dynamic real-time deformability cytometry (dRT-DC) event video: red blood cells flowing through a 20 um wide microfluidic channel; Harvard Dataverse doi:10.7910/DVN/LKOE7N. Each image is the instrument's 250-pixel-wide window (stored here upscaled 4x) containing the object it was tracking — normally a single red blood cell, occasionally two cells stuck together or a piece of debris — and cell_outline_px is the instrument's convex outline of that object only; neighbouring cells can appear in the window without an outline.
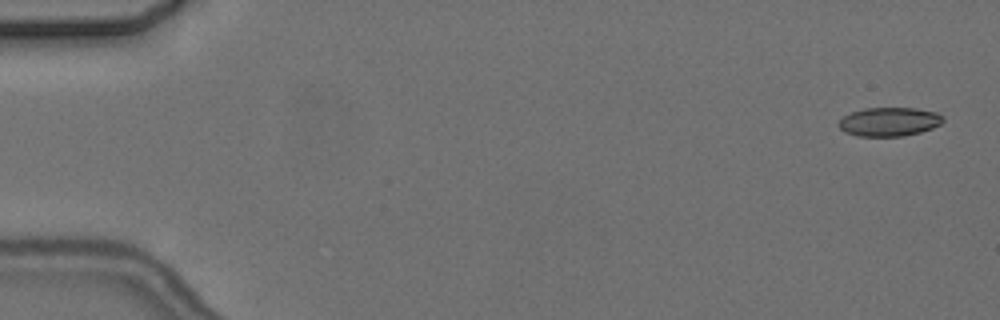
{"species": "common noctule bat (a hibernating species)", "species_latin": "Nyctalus noctula", "temperature_condition": "cold", "stored_images_in_passage": 5, "camera_frame_rate_fps": 3000, "um_per_image_px": 0.085, "animal": {"sex": "female", "body_mass_g": 24.6, "forearm_length_mm": 56.2}, "frame": {"image": 1, "passage_image": 1, "time_ms": 0.0, "image_size_px": [1000, 320], "cell_outline_px": [[944, 120], [940, 124], [932, 128], [920, 132], [904, 136], [856, 136], [844, 132], [836, 124], [844, 116], [852, 112], [864, 108], [916, 108], [936, 112], [944, 116]], "centroid_in_image_um": [75.58, 10.35], "position_along_channel_um": 9.4, "area_um2": 17.63}}